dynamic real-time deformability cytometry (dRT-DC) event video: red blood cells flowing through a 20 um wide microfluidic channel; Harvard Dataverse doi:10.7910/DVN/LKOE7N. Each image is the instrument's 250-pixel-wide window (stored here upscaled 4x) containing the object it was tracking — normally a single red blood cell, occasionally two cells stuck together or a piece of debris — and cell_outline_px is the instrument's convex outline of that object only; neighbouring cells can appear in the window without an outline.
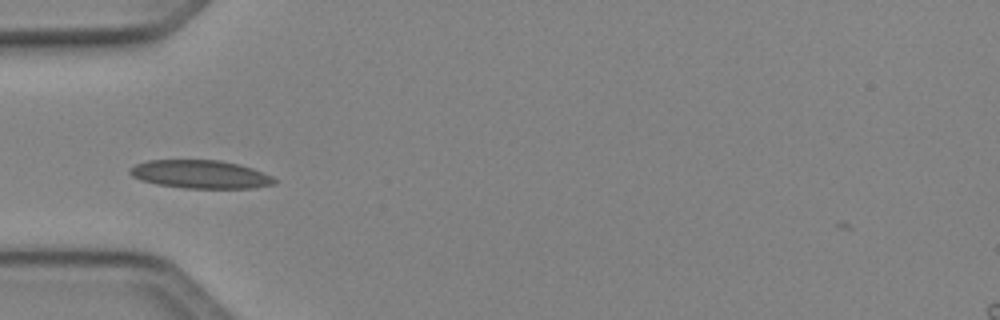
{"species": "Egyptian fruit bat (a non-hibernating species)", "species_latin": "Rousettus aegyptiacus", "temperature_condition": "cold", "stored_images_in_passage": 25, "camera_frame_rate_fps": 3000, "um_per_image_px": 0.085, "animal": {"sex": "female"}, "frame": {"image": 1, "passage_image": 2, "time_ms": 0.333, "image_size_px": [1000, 320], "cell_outline_px": [[276, 184], [252, 188], [184, 188], [156, 184], [140, 180], [132, 176], [128, 172], [128, 168], [136, 164], [148, 160], [220, 160], [240, 164], [252, 168], [272, 176], [276, 180]], "centroid_in_image_um": [17.02, 14.81], "position_along_channel_um": 68.0, "area_um2": 23.93}}
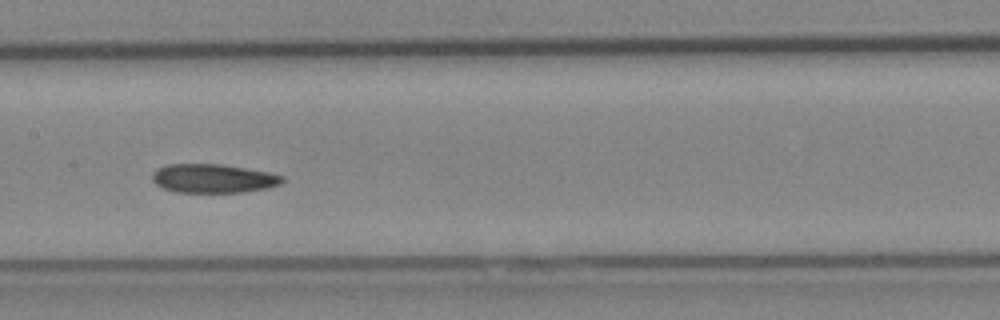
{"frame": {"image": 2, "passage_image": 11, "time_ms": 3.333, "image_size_px": [1000, 320], "cell_outline_px": [[284, 180], [280, 184], [268, 188], [244, 192], [176, 192], [164, 188], [156, 184], [152, 180], [152, 172], [156, 168], [164, 164], [220, 164], [268, 172], [284, 176]], "centroid_in_image_um": [18.1, 15.16], "position_along_channel_um": 189.3, "area_um2": 21.91}}
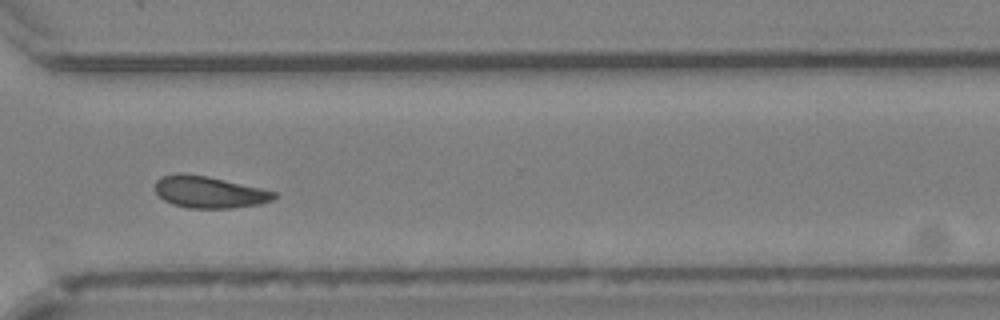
{"frame": {"image": 3, "passage_image": 23, "time_ms": 7.333, "image_size_px": [1000, 320], "cell_outline_px": [[276, 196], [272, 200], [260, 204], [232, 208], [188, 208], [172, 204], [164, 200], [156, 192], [156, 180], [160, 176], [176, 172], [184, 172], [208, 176], [260, 188], [276, 192]], "centroid_in_image_um": [17.74, 16.31], "position_along_channel_um": 352.9, "area_um2": 22.14}, "authors_computed_cell_mechanics": {"area_um2": 21.964, "velocity_mm_per_s": 4.0763, "shape_relaxation_time_tau1_ms": null, "shape_relaxation_time_tau2_ms": 7.0491, "deformation_change_tau1": null, "deformation_change_tau2": 0.1057}}